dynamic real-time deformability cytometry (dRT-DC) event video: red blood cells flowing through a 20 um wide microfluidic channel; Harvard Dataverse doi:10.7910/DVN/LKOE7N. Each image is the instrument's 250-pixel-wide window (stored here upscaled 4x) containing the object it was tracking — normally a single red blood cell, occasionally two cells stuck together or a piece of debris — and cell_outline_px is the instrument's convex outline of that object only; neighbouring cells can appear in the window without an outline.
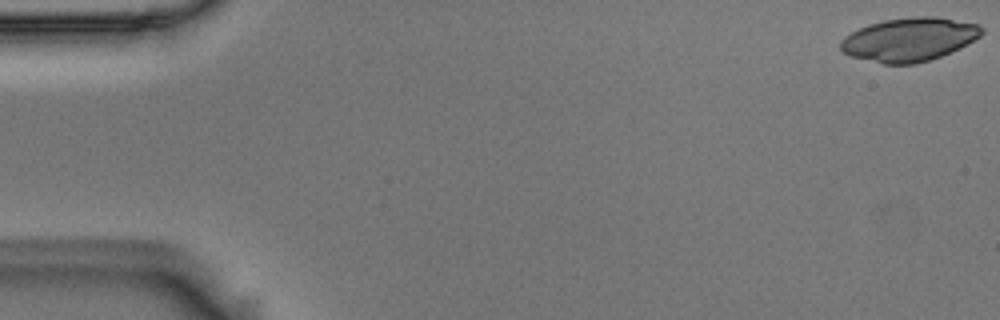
{"species": "Egyptian fruit bat (a non-hibernating species)", "species_latin": "Rousettus aegyptiacus", "temperature_condition": "room temperature", "stored_images_in_passage": 54, "camera_frame_rate_fps": 3000, "um_per_image_px": 0.085, "animal": {"sex": "male"}, "frame": {"image": 1, "passage_image": 1, "time_ms": 0.0, "image_size_px": [1000, 320], "cell_outline_px": [[984, 32], [980, 36], [940, 56], [916, 64], [884, 64], [852, 56], [844, 52], [840, 48], [840, 40], [844, 36], [868, 24], [884, 20], [912, 16], [936, 16], [980, 24], [984, 28]], "centroid_in_image_um": [77.27, 3.33], "position_along_channel_um": 7.7, "area_um2": 35.55}}